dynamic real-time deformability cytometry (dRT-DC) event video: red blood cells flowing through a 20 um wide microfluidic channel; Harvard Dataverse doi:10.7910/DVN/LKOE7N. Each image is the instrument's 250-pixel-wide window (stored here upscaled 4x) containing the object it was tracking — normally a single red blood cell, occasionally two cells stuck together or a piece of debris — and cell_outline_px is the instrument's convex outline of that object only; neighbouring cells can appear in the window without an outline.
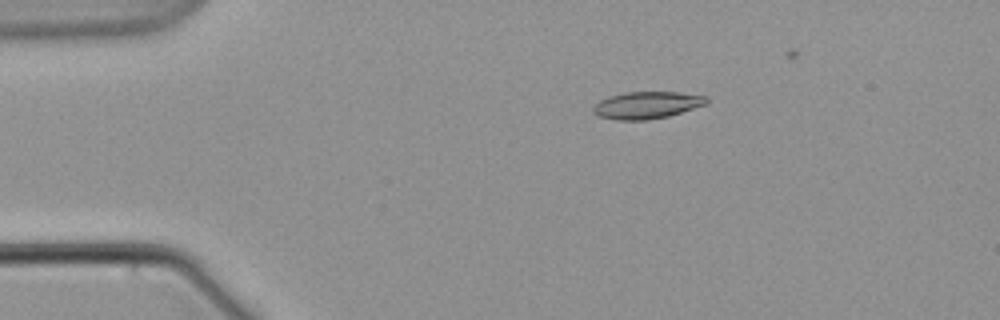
{"species": "common noctule bat (a hibernating species)", "species_latin": "Nyctalus noctula", "temperature_condition": "warm", "stored_images_in_passage": 6, "camera_frame_rate_fps": 3000, "um_per_image_px": 0.085, "animal": {"sex": "male", "body_mass_g": 21.5, "forearm_length_mm": 52.0}, "frame": {"image": 1, "passage_image": 4, "time_ms": 3.667, "image_size_px": [1000, 320], "cell_outline_px": [[708, 104], [668, 116], [648, 120], [616, 120], [600, 116], [592, 112], [592, 108], [600, 100], [608, 96], [624, 92], [676, 92], [708, 96]], "centroid_in_image_um": [54.99, 8.93], "position_along_channel_um": 30.0, "area_um2": 17.98}}